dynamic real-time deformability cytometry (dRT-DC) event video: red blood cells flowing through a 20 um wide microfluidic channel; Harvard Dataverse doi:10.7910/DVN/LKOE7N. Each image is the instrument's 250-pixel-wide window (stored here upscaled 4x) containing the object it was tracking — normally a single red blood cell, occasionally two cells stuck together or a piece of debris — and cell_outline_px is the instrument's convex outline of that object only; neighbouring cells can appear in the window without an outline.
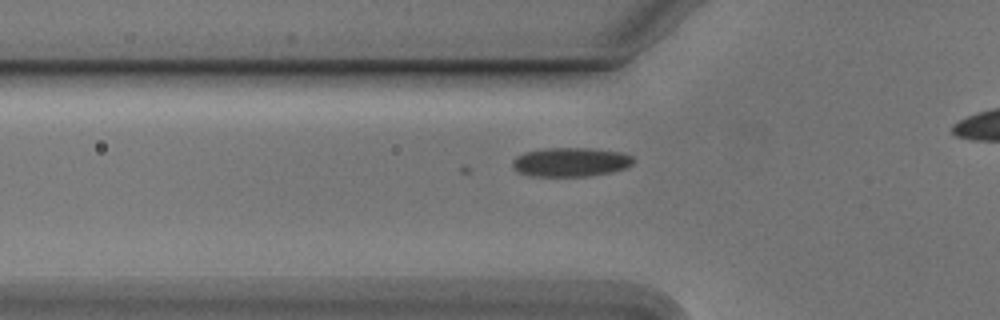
{"species": "Egyptian fruit bat (a non-hibernating species)", "species_latin": "Rousettus aegyptiacus", "temperature_condition": "cold", "stored_images_in_passage": 34, "camera_frame_rate_fps": 3000, "um_per_image_px": 0.085, "animal": {"sex": "male"}, "frame": {"image": 1, "passage_image": 6, "time_ms": 1.667, "image_size_px": [1000, 320], "cell_outline_px": [[632, 164], [628, 168], [612, 172], [588, 176], [532, 176], [520, 172], [512, 164], [512, 160], [516, 156], [524, 152], [544, 148], [588, 148], [624, 152], [632, 156]], "centroid_in_image_um": [48.53, 13.77], "position_along_channel_um": 77.3, "area_um2": 20.52}}
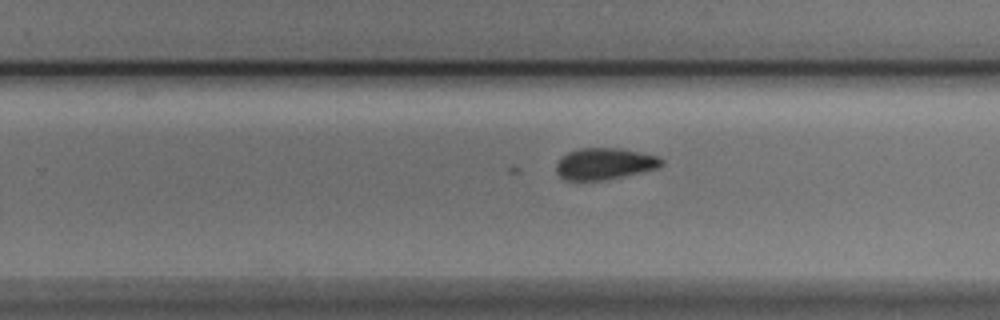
{"frame": {"image": 2, "passage_image": 22, "time_ms": 7.0, "image_size_px": [1000, 320], "cell_outline_px": [[664, 164], [660, 168], [600, 180], [568, 180], [560, 176], [556, 172], [556, 164], [568, 152], [580, 148], [620, 148], [660, 156], [664, 160]], "centroid_in_image_um": [51.44, 13.9], "position_along_channel_um": 278.4, "area_um2": 19.19}}
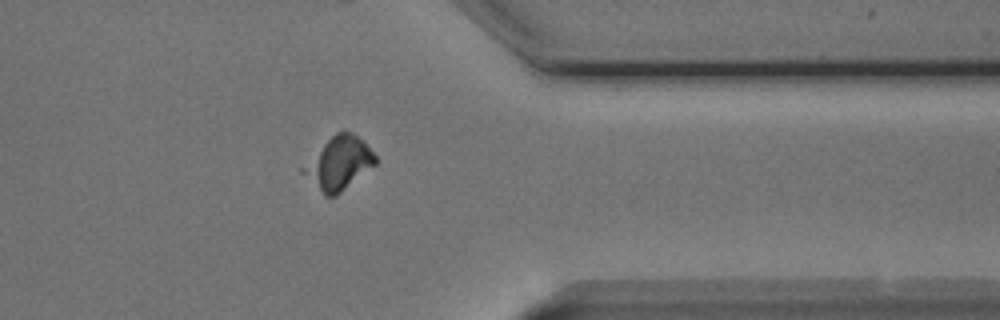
{"frame": {"image": 3, "passage_image": 31, "time_ms": 10.0, "image_size_px": [1000, 320], "cell_outline_px": [[376, 164], [336, 196], [324, 196], [312, 172], [312, 168], [324, 144], [336, 132], [352, 132], [376, 156]], "centroid_in_image_um": [29.05, 13.85], "position_along_channel_um": 382.3, "area_um2": 19.25}}